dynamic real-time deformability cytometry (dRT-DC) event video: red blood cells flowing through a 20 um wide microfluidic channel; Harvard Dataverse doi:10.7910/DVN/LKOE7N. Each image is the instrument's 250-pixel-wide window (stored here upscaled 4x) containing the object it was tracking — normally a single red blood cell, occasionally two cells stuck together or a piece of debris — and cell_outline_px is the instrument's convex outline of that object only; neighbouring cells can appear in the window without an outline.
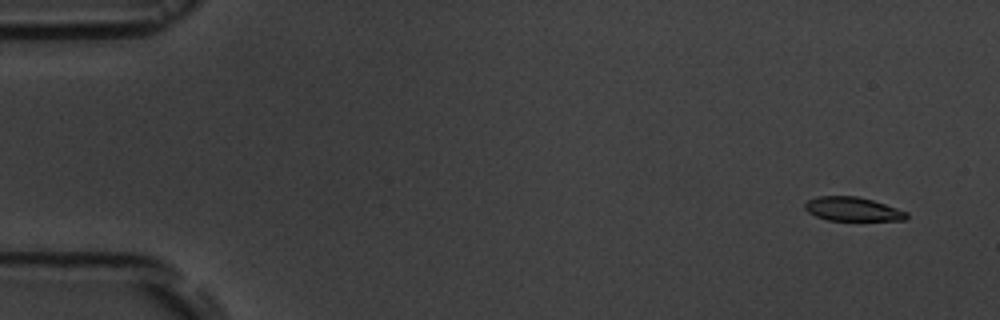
{"species": "common noctule bat (a hibernating species)", "species_latin": "Nyctalus noctula", "temperature_condition": "room temperature", "stored_images_in_passage": 4, "camera_frame_rate_fps": 3000, "um_per_image_px": 0.085, "animal": {"sex": "male", "body_mass_g": 19.5, "forearm_length_mm": 54.6}, "frame": {"image": 1, "passage_image": 1, "time_ms": 0.0, "image_size_px": [1000, 320], "cell_outline_px": [[908, 216], [904, 220], [828, 220], [816, 216], [808, 212], [804, 208], [804, 204], [808, 200], [820, 196], [856, 196], [872, 200], [908, 212]], "centroid_in_image_um": [72.45, 17.77], "position_along_channel_um": 12.5, "area_um2": 13.99}}
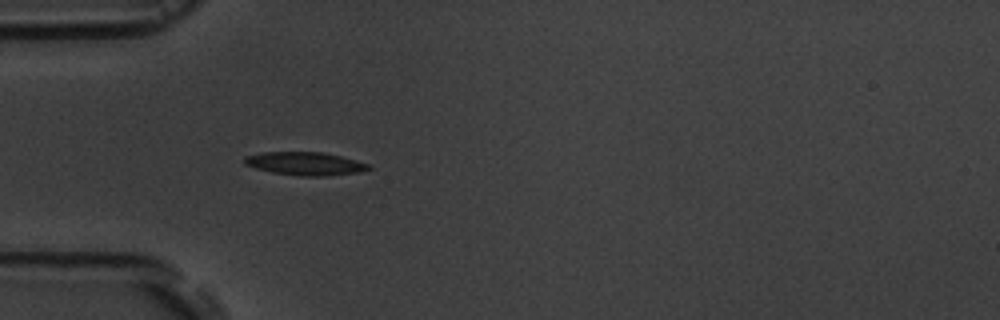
{"frame": {"image": 2, "passage_image": 4, "time_ms": 4.667, "image_size_px": [1000, 320], "cell_outline_px": [[372, 168], [360, 172], [324, 176], [300, 176], [272, 172], [256, 168], [244, 164], [244, 156], [260, 152], [320, 152], [340, 156], [356, 160], [368, 164]], "centroid_in_image_um": [25.91, 13.9], "position_along_channel_um": 59.1, "area_um2": 16.7}}